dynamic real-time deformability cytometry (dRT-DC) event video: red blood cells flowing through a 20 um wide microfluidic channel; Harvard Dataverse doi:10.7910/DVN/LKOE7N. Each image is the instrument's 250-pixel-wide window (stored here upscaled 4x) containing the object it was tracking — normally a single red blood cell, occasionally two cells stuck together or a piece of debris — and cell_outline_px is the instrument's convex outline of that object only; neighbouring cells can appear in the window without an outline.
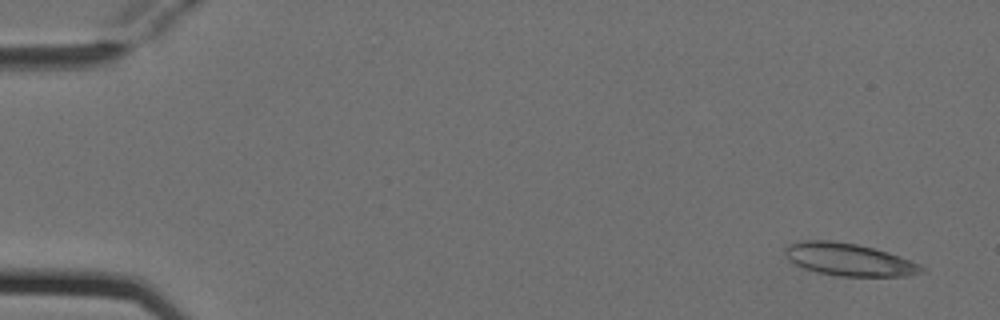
{"species": "Egyptian fruit bat (a non-hibernating species)", "species_latin": "Rousettus aegyptiacus", "temperature_condition": "cold", "stored_images_in_passage": 6, "camera_frame_rate_fps": 3000, "um_per_image_px": 0.085, "animal": {"sex": "female"}, "frame": {"image": 1, "passage_image": 1, "time_ms": 0.0, "image_size_px": [1000, 320], "cell_outline_px": [[928, 272], [904, 276], [840, 276], [816, 272], [804, 268], [796, 264], [784, 252], [784, 248], [788, 244], [800, 240], [832, 240], [856, 244], [888, 252], [900, 256], [920, 264], [928, 268]], "centroid_in_image_um": [72.22, 22.06], "position_along_channel_um": 12.8, "area_um2": 25.95}}
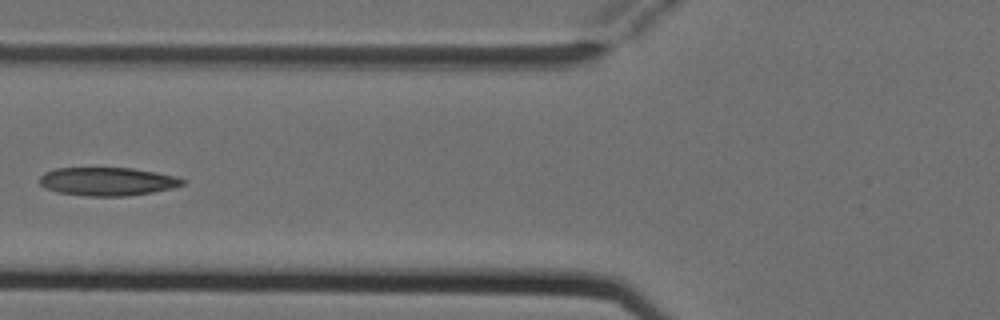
{"frame": {"image": 2, "passage_image": 6, "time_ms": 1.667, "image_size_px": [1000, 320], "cell_outline_px": [[184, 184], [172, 188], [152, 192], [124, 196], [88, 196], [56, 192], [44, 188], [40, 184], [40, 176], [44, 172], [56, 168], [132, 168], [156, 172], [176, 176], [184, 180]], "centroid_in_image_um": [9.1, 15.42], "position_along_channel_um": 116.7, "area_um2": 23.58}}